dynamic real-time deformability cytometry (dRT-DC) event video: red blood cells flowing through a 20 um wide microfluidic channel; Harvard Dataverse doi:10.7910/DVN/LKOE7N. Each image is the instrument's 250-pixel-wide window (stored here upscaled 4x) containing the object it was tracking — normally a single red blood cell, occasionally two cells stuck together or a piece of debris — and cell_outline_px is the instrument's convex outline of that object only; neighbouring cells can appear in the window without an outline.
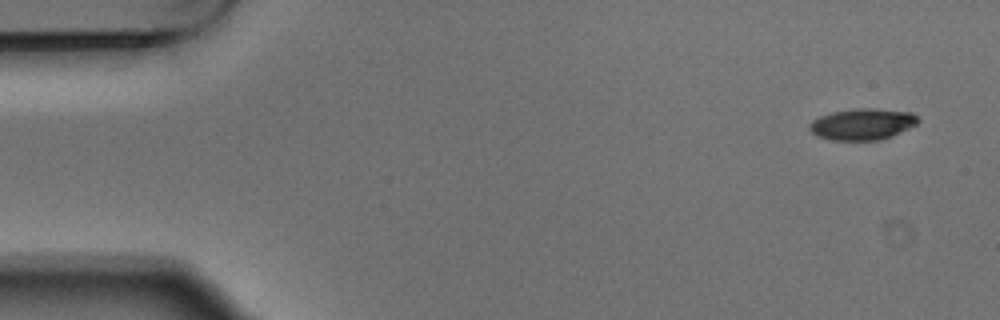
{"species": "Egyptian fruit bat (a non-hibernating species)", "species_latin": "Rousettus aegyptiacus", "temperature_condition": "warm", "stored_images_in_passage": 6, "camera_frame_rate_fps": 3000, "um_per_image_px": 0.085, "animal": {"sex": "male"}, "frame": {"image": 1, "passage_image": 1, "time_ms": 0.0, "image_size_px": [1000, 320], "cell_outline_px": [[920, 120], [916, 124], [892, 136], [880, 140], [832, 140], [816, 136], [808, 128], [808, 124], [812, 120], [820, 116], [832, 112], [856, 108], [872, 108], [912, 112]], "centroid_in_image_um": [73.28, 10.55], "position_along_channel_um": 11.7, "area_um2": 19.88}}
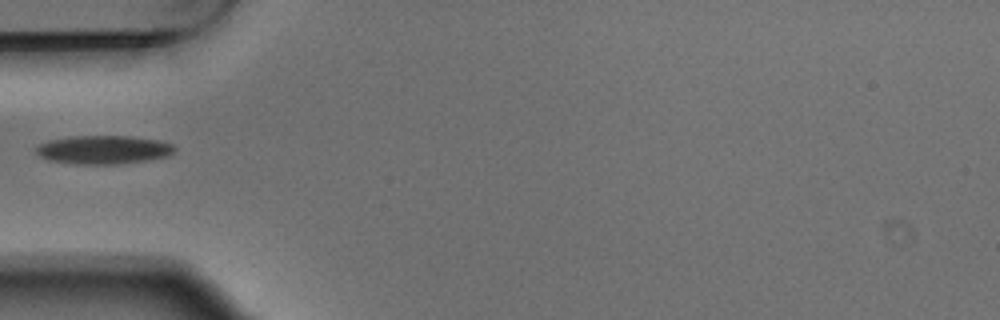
{"frame": {"image": 2, "passage_image": 5, "time_ms": 1.333, "image_size_px": [1000, 320], "cell_outline_px": [[176, 152], [168, 156], [148, 160], [120, 164], [76, 164], [48, 160], [40, 156], [36, 152], [36, 148], [40, 144], [48, 140], [72, 136], [128, 136], [160, 140], [172, 144], [176, 148]], "centroid_in_image_um": [8.83, 12.73], "position_along_channel_um": 76.2, "area_um2": 23.18}}
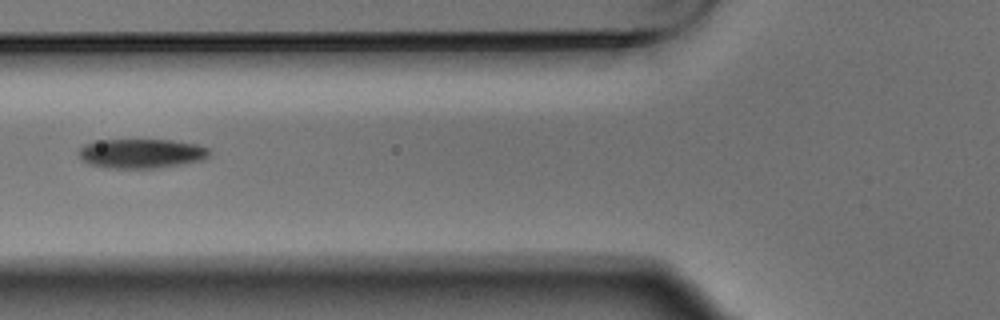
{"frame": {"image": 3, "passage_image": 6, "time_ms": 1.667, "image_size_px": [1000, 320], "cell_outline_px": [[208, 156], [204, 160], [180, 164], [152, 168], [108, 168], [88, 164], [80, 156], [80, 148], [84, 144], [104, 140], [172, 140], [196, 144], [208, 148]], "centroid_in_image_um": [12.02, 13.05], "position_along_channel_um": 113.8, "area_um2": 22.08}}